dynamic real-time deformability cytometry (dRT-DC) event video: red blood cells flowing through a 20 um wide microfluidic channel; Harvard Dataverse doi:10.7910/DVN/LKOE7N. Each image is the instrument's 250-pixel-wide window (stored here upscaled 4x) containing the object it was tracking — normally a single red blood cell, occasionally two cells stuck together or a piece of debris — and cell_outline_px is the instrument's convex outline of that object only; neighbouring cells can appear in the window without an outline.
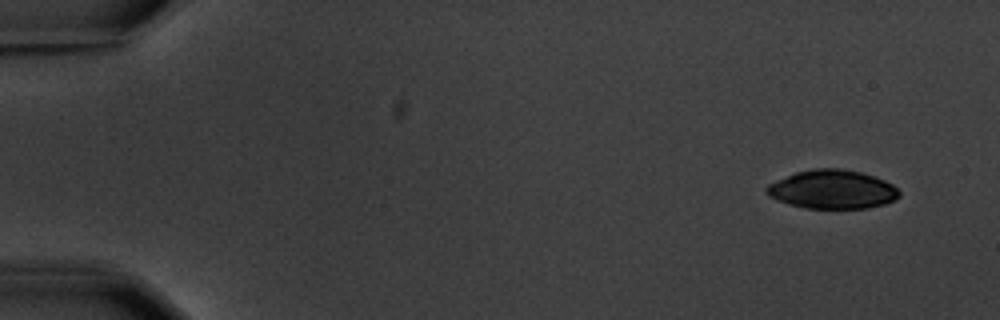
{"species": "common noctule bat (a hibernating species)", "species_latin": "Nyctalus noctula", "temperature_condition": "warm", "stored_images_in_passage": 5, "camera_frame_rate_fps": 3000, "um_per_image_px": 0.085, "animal": {"sex": "male", "body_mass_g": 20.1, "forearm_length_mm": 53.5}, "frame": {"image": 1, "passage_image": 1, "time_ms": 0.0, "image_size_px": [1000, 320], "cell_outline_px": [[900, 196], [884, 204], [868, 208], [804, 208], [788, 204], [768, 196], [764, 192], [764, 188], [768, 184], [776, 180], [796, 172], [812, 168], [840, 168], [860, 172], [884, 180], [892, 184], [900, 192]], "centroid_in_image_um": [70.7, 16.1], "position_along_channel_um": 14.3, "area_um2": 30.0}}